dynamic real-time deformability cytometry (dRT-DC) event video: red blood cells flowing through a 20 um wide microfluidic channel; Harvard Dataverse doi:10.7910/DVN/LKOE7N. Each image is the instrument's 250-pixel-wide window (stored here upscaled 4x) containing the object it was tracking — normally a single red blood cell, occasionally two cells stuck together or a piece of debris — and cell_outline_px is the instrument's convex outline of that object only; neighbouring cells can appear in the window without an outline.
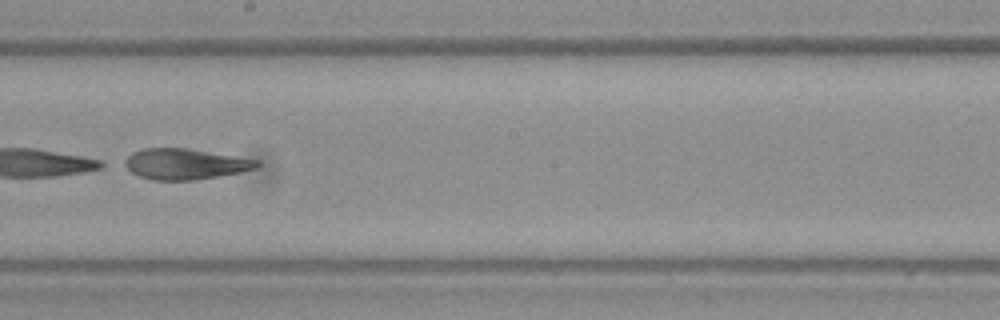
{"species": "Egyptian fruit bat (a non-hibernating species)", "species_latin": "Rousettus aegyptiacus", "temperature_condition": "warm", "stored_images_in_passage": 38, "camera_frame_rate_fps": 3000, "um_per_image_px": 0.085, "frame": {"image": 1, "passage_image": 17, "time_ms": 5.333, "image_size_px": [1000, 320], "cell_outline_px": [[260, 164], [256, 168], [240, 172], [220, 176], [192, 180], [152, 180], [140, 176], [132, 172], [120, 164], [132, 152], [144, 148], [188, 148], [260, 160]], "centroid_in_image_um": [15.71, 13.93], "position_along_channel_um": 232.5, "area_um2": 23.81}}